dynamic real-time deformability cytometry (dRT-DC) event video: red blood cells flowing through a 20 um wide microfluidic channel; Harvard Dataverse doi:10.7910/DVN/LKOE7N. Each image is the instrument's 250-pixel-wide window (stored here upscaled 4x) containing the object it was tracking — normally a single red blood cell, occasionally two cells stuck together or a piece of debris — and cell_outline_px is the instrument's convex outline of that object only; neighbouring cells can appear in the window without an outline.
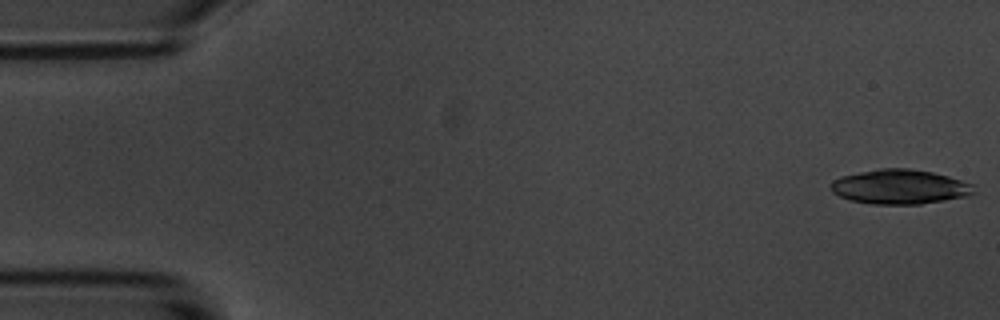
{"species": "common noctule bat (a hibernating species)", "species_latin": "Nyctalus noctula", "temperature_condition": "room temperature", "stored_images_in_passage": 17, "camera_frame_rate_fps": 3000, "um_per_image_px": 0.085, "animal": {"sex": "male", "body_mass_g": 20.1, "forearm_length_mm": 53.5}, "frame": {"image": 1, "passage_image": 1, "time_ms": 0.0, "image_size_px": [1000, 320], "cell_outline_px": [[976, 192], [968, 196], [920, 204], [872, 204], [848, 200], [832, 192], [832, 180], [840, 176], [880, 168], [908, 168], [932, 172], [948, 176], [976, 184]], "centroid_in_image_um": [76.52, 15.88], "position_along_channel_um": 8.5, "area_um2": 29.02}}